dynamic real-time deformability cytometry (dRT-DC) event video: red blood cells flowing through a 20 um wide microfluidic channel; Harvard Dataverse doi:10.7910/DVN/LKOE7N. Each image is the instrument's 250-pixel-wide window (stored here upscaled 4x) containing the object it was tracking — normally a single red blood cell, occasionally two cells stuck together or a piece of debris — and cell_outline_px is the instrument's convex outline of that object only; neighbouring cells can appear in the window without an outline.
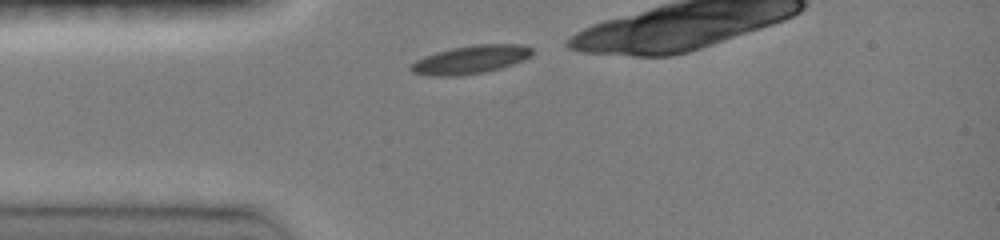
{"species": "common noctule bat (a hibernating species)", "species_latin": "Nyctalus noctula", "temperature_condition": "room temperature", "stored_images_in_passage": 27, "camera_frame_rate_fps": 3000, "um_per_image_px": 0.085, "animal": {"sex": "female", "body_mass_g": 19.0, "forearm_length_mm": 51.5}, "frame": {"image": 1, "passage_image": 1, "time_ms": 0.0, "image_size_px": [1000, 240], "cell_outline_px": [[532, 56], [524, 60], [500, 68], [484, 72], [460, 76], [436, 76], [412, 72], [408, 68], [408, 64], [424, 56], [436, 52], [452, 48], [476, 44], [520, 44], [532, 48]], "centroid_in_image_um": [39.98, 5.06], "position_along_channel_um": 45.0, "area_um2": 20.06}}
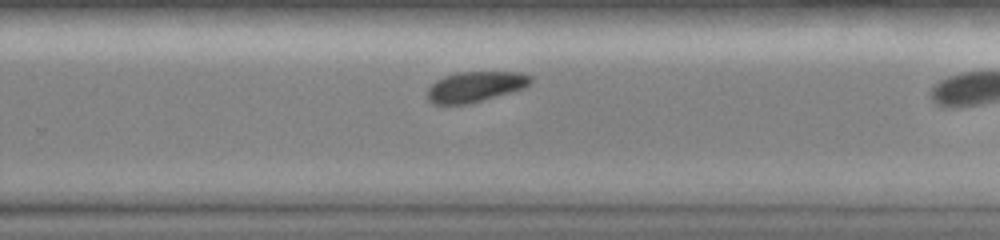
{"frame": {"image": 2, "passage_image": 20, "time_ms": 6.333, "image_size_px": [1000, 240], "cell_outline_px": [[532, 80], [524, 88], [468, 104], [432, 104], [428, 100], [428, 88], [436, 80], [444, 76], [456, 72], [520, 72], [532, 76]], "centroid_in_image_um": [40.38, 7.36], "position_along_channel_um": 289.4, "area_um2": 18.21}}
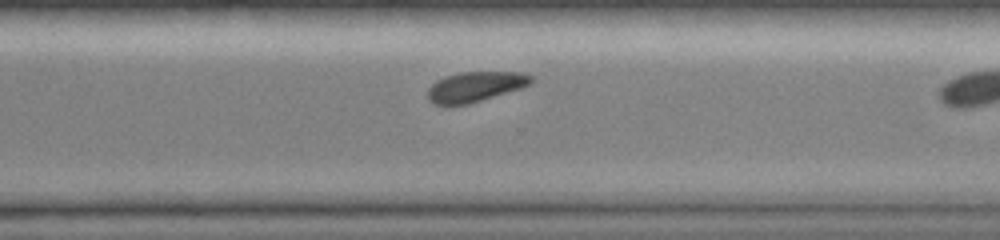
{"frame": {"image": 3, "passage_image": 23, "time_ms": 7.333, "image_size_px": [1000, 240], "cell_outline_px": [[532, 84], [520, 88], [468, 104], [432, 104], [428, 100], [428, 88], [436, 80], [444, 76], [460, 72], [524, 72], [532, 76]], "centroid_in_image_um": [40.38, 7.35], "position_along_channel_um": 330.2, "area_um2": 18.03}}